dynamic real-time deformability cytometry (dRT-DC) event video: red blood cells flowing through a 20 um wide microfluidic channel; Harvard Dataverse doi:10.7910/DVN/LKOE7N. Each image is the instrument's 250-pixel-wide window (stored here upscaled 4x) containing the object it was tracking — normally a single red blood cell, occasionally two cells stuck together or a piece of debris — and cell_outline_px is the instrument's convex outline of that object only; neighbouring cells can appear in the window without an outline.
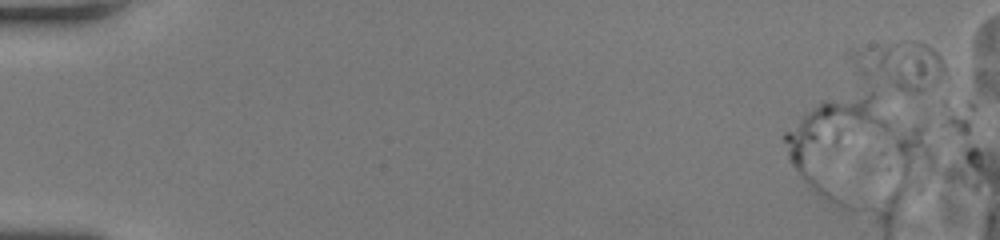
{"species": "human", "species_latin": "Homo sapiens", "temperature_condition": "room temperature", "stored_images_in_passage": 3, "camera_frame_rate_fps": 3000, "um_per_image_px": 0.085, "donor": {"sex": "female"}, "frame": {"image": 1, "passage_image": 1, "time_ms": 0.0, "image_size_px": [1000, 240], "cell_outline_px": [[944, 68], [920, 92], [912, 92], [896, 88], [860, 76], [856, 72], [860, 68], [884, 48], [896, 44], [924, 44], [932, 48], [940, 56], [944, 64]], "centroid_in_image_um": [76.84, 5.68], "position_along_channel_um": 8.2, "area_um2": 20.69}}